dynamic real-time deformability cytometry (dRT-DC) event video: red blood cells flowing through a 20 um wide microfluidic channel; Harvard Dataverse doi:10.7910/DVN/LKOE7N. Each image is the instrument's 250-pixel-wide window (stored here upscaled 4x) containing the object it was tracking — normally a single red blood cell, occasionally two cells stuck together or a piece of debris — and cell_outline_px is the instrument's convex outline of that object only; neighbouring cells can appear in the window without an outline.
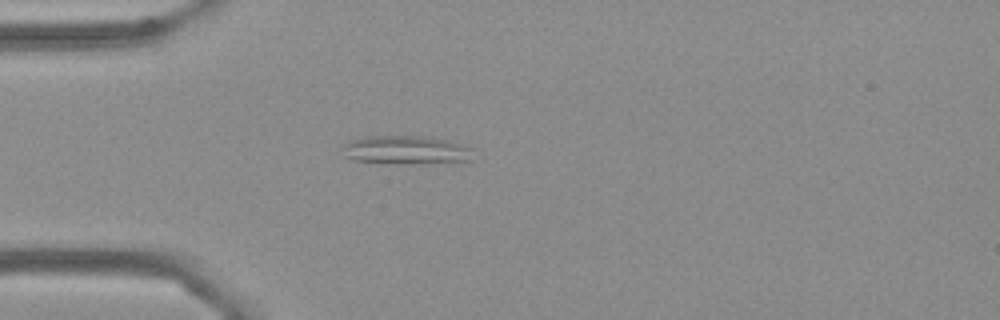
{"species": "Egyptian fruit bat (a non-hibernating species)", "species_latin": "Rousettus aegyptiacus", "temperature_condition": "cold", "stored_images_in_passage": 41, "camera_frame_rate_fps": 3000, "um_per_image_px": 0.085, "frame": {"image": 1, "passage_image": 1, "time_ms": 0.0, "image_size_px": [1000, 320], "cell_outline_px": [[476, 148], [472, 160], [356, 160], [344, 156], [344, 144], [348, 140], [364, 136], [432, 136], [448, 140]], "centroid_in_image_um": [34.55, 12.65], "position_along_channel_um": 50.5, "area_um2": 20.29}}
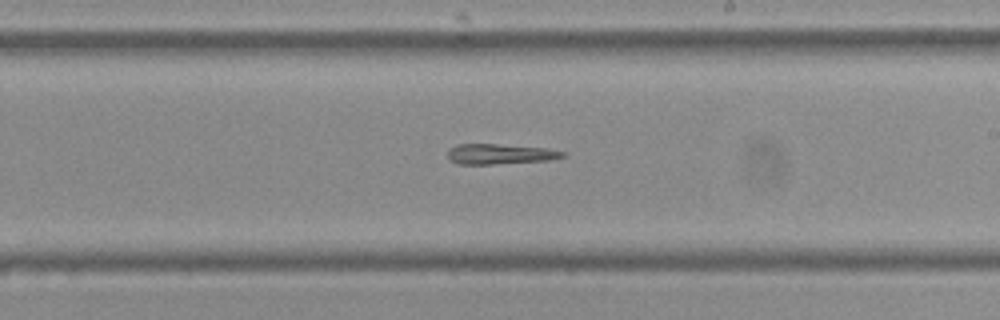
{"frame": {"image": 2, "passage_image": 18, "time_ms": 5.667, "image_size_px": [1000, 320], "cell_outline_px": [[568, 152], [564, 156], [548, 160], [492, 164], [456, 164], [448, 160], [448, 148], [456, 144], [496, 144], [548, 148]], "centroid_in_image_um": [42.46, 13.09], "position_along_channel_um": 246.5, "area_um2": 13.7}}
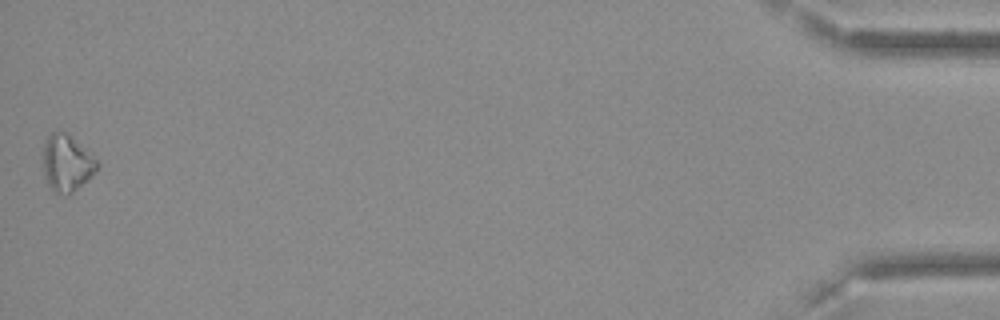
{"frame": {"image": 3, "passage_image": 41, "time_ms": 13.333, "image_size_px": [1000, 320], "cell_outline_px": [[100, 164], [96, 172], [88, 180], [68, 196], [56, 192], [48, 184], [44, 176], [44, 144], [48, 136], [52, 132], [64, 132], [96, 160]], "centroid_in_image_um": [5.68, 13.92], "position_along_channel_um": 429.5, "area_um2": 17.28}}